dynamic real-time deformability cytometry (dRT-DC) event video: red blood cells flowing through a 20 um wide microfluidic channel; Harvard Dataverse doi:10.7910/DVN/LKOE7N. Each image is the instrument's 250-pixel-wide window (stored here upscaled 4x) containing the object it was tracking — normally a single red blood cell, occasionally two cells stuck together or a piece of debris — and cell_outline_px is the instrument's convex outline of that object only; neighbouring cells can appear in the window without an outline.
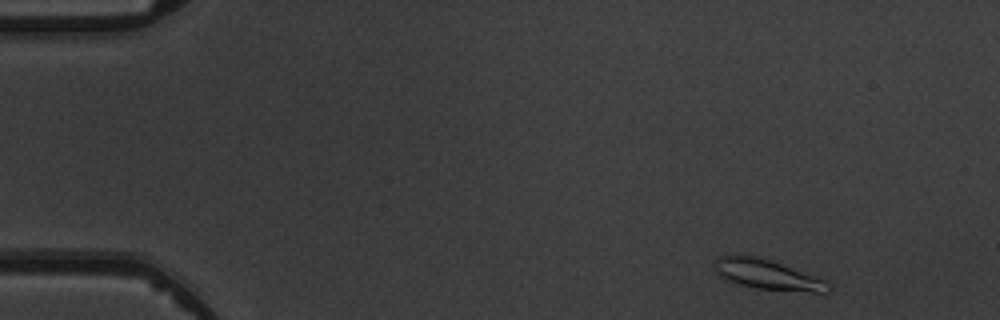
{"species": "common noctule bat (a hibernating species)", "species_latin": "Nyctalus noctula", "temperature_condition": "warm", "stored_images_in_passage": 5, "camera_frame_rate_fps": 3000, "um_per_image_px": 0.085, "animal": {"sex": "male", "body_mass_g": 19.5, "forearm_length_mm": 54.6}, "frame": {"image": 1, "passage_image": 1, "time_ms": 0.0, "image_size_px": [1000, 320], "cell_outline_px": [[832, 292], [812, 292], [756, 288], [736, 284], [724, 280], [716, 272], [716, 256], [736, 252], [756, 256], [780, 264], [824, 280], [832, 288]], "centroid_in_image_um": [65.12, 23.32], "position_along_channel_um": 19.9, "area_um2": 19.88}}